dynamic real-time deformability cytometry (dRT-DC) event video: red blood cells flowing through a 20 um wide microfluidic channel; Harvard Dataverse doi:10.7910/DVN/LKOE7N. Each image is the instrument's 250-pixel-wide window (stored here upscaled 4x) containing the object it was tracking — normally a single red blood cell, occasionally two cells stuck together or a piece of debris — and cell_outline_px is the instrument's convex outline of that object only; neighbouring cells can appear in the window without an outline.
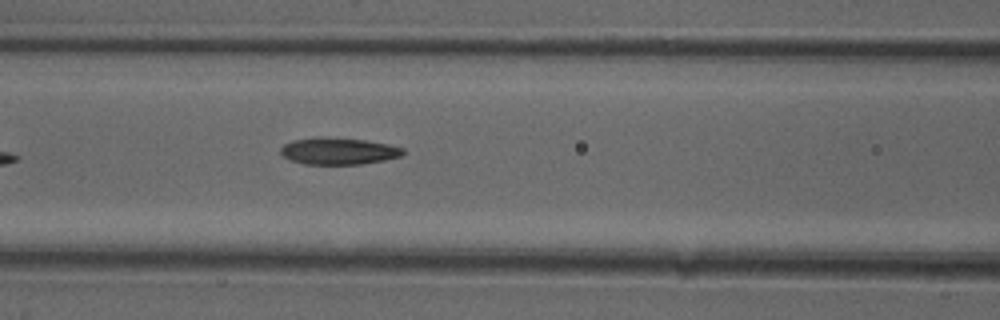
{"species": "common noctule bat (a hibernating species)", "species_latin": "Nyctalus noctula", "temperature_condition": "cold", "stored_images_in_passage": 7, "camera_frame_rate_fps": 3000, "um_per_image_px": 0.085, "animal": {"sex": "female"}, "frame": {"image": 1, "passage_image": 7, "time_ms": 2.0, "image_size_px": [1000, 320], "cell_outline_px": [[404, 152], [400, 156], [384, 160], [360, 164], [304, 164], [292, 160], [284, 156], [280, 152], [280, 148], [284, 144], [292, 140], [316, 136], [324, 136], [364, 140], [388, 144], [404, 148]], "centroid_in_image_um": [28.74, 12.82], "position_along_channel_um": 137.9, "area_um2": 19.19}}